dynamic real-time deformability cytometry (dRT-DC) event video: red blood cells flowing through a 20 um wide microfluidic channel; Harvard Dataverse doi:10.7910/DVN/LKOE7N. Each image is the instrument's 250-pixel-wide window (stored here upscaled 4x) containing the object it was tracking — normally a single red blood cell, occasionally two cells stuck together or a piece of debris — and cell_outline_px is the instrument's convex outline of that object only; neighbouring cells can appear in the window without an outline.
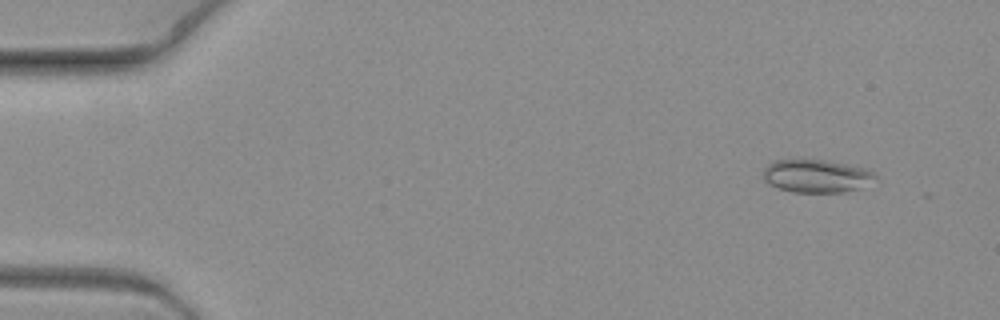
{"species": "common noctule bat (a hibernating species)", "species_latin": "Nyctalus noctula", "temperature_condition": "warm", "stored_images_in_passage": 6, "camera_frame_rate_fps": 3000, "um_per_image_px": 0.085, "animal": {"sex": "female", "body_mass_g": 19.3, "forearm_length_mm": 54.1}, "frame": {"image": 1, "passage_image": 2, "time_ms": 0.333, "image_size_px": [1000, 320], "cell_outline_px": [[880, 176], [860, 188], [844, 192], [792, 192], [780, 188], [764, 180], [764, 168], [772, 160], [824, 160], [864, 168]], "centroid_in_image_um": [69.4, 14.96], "position_along_channel_um": 15.6, "area_um2": 21.27}}